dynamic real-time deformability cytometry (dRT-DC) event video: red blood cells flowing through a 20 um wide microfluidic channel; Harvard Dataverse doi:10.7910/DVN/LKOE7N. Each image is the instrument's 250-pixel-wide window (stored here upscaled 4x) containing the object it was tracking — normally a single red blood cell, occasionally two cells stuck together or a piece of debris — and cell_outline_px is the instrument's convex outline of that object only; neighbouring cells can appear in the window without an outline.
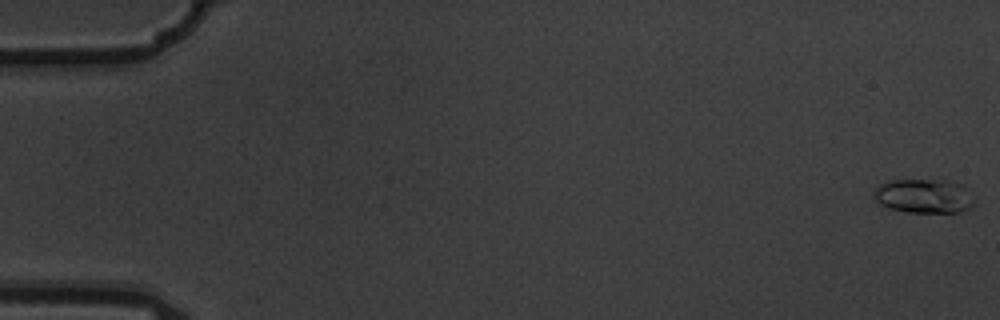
{"species": "common noctule bat (a hibernating species)", "species_latin": "Nyctalus noctula", "temperature_condition": "warm", "stored_images_in_passage": 6, "camera_frame_rate_fps": 3000, "um_per_image_px": 0.085, "animal": {"sex": "male", "body_mass_g": 19.5, "forearm_length_mm": 54.6}, "frame": {"image": 1, "passage_image": 1, "time_ms": 0.0, "image_size_px": [1000, 320], "cell_outline_px": [[976, 200], [964, 212], [908, 212], [888, 208], [880, 204], [872, 196], [872, 192], [880, 184], [888, 180], [952, 180], [964, 184], [968, 188]], "centroid_in_image_um": [78.56, 16.65], "position_along_channel_um": 6.4, "area_um2": 20.46}}